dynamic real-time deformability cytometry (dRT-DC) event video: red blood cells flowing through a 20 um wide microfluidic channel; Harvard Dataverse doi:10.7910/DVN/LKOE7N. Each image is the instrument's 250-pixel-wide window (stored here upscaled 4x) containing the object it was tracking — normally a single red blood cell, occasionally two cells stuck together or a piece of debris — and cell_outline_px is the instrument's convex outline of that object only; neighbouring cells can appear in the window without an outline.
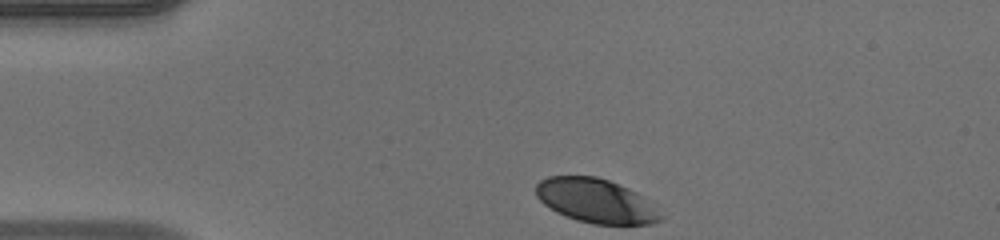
{"species": "human", "species_latin": "Homo sapiens", "temperature_condition": "warm", "stored_images_in_passage": 32, "camera_frame_rate_fps": 3000, "um_per_image_px": 0.085, "donor": {"sex": "male"}, "frame": {"image": 1, "passage_image": 1, "time_ms": 0.0, "image_size_px": [1000, 240], "cell_outline_px": [[664, 216], [660, 220], [652, 224], [592, 224], [576, 220], [556, 212], [544, 204], [536, 196], [536, 184], [540, 180], [548, 176], [596, 176], [608, 180], [628, 188], [636, 192]], "centroid_in_image_um": [50.61, 17.07], "position_along_channel_um": 34.4, "area_um2": 31.85}}
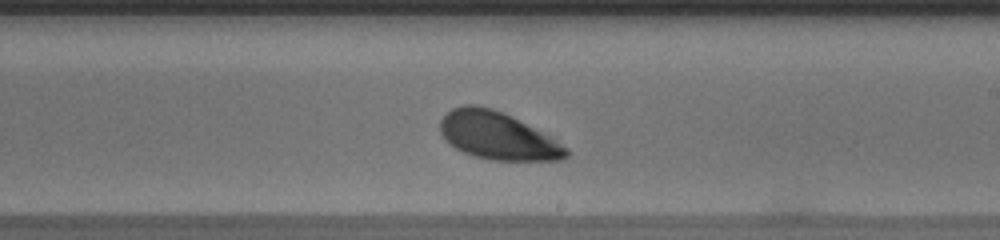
{"frame": {"image": 2, "passage_image": 20, "time_ms": 6.333, "image_size_px": [1000, 240], "cell_outline_px": [[568, 156], [560, 160], [492, 160], [476, 156], [464, 152], [448, 144], [444, 140], [440, 132], [440, 120], [452, 108], [464, 104], [476, 104], [492, 108], [512, 116], [548, 136], [568, 148]], "centroid_in_image_um": [42.25, 11.53], "position_along_channel_um": 246.8, "area_um2": 34.68}}
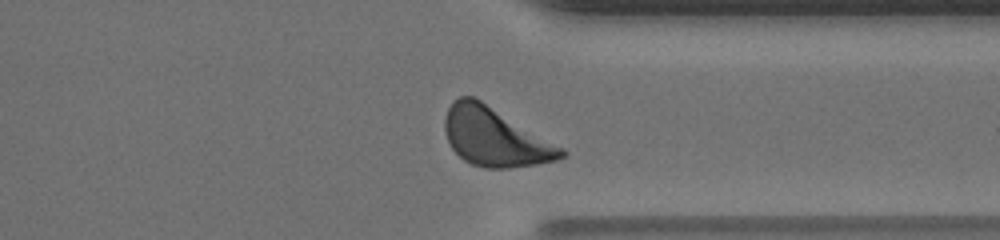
{"frame": {"image": 3, "passage_image": 29, "time_ms": 9.333, "image_size_px": [1000, 240], "cell_outline_px": [[568, 156], [556, 160], [536, 164], [508, 168], [484, 168], [472, 164], [464, 160], [452, 148], [448, 140], [444, 128], [444, 120], [448, 108], [452, 100], [460, 96], [472, 96], [480, 100], [564, 148], [568, 152]], "centroid_in_image_um": [42.08, 11.66], "position_along_channel_um": 369.3, "area_um2": 39.42}, "authors_computed_cell_mechanics": {"area_um2": 35.7204, "velocity_mm_per_s": 4.1178, "shape_relaxation_time_tau1_ms": 1.3785, "shape_relaxation_time_tau2_ms": null, "deformation_change_tau1": 0.1059, "deformation_change_tau2": null}}